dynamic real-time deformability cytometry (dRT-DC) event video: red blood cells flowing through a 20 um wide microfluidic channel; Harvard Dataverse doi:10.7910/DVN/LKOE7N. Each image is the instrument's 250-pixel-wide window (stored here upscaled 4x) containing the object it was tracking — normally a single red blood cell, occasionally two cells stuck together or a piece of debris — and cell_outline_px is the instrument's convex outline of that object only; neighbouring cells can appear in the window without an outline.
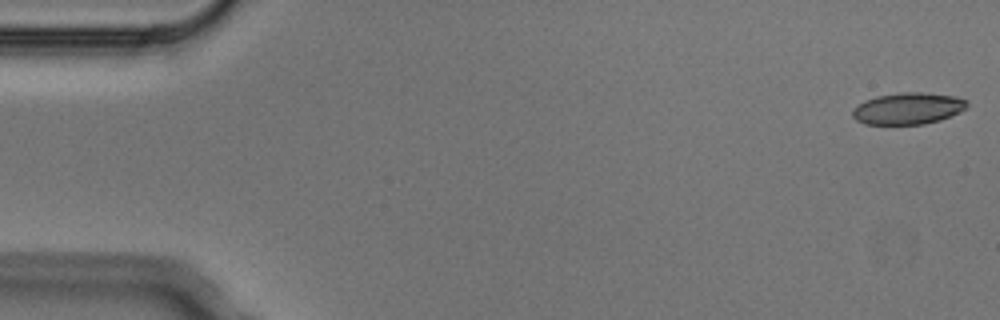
{"species": "Egyptian fruit bat (a non-hibernating species)", "species_latin": "Rousettus aegyptiacus", "temperature_condition": "cold", "stored_images_in_passage": 5, "segment_of_instrument_passage": [1, 2], "camera_frame_rate_fps": 3000, "um_per_image_px": 0.085, "animal": {"sex": "male"}, "frame": {"image": 1, "passage_image": 1, "time_ms": 0.0, "image_size_px": [1000, 320], "cell_outline_px": [[968, 104], [960, 112], [940, 120], [924, 124], [864, 124], [856, 120], [852, 116], [852, 108], [864, 100], [876, 96], [900, 92], [920, 92], [956, 96], [968, 100]], "centroid_in_image_um": [77.16, 9.21], "position_along_channel_um": 7.8, "area_um2": 21.27}}